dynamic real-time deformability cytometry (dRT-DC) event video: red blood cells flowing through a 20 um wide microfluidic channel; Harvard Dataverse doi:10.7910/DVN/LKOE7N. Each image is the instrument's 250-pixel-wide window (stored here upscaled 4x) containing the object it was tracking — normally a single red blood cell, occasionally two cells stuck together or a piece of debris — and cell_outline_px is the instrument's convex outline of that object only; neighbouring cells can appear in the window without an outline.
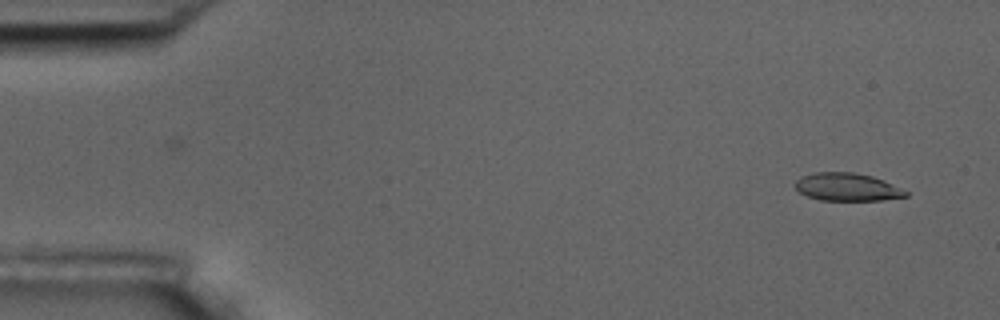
{"species": "common noctule bat (a hibernating species)", "species_latin": "Nyctalus noctula", "temperature_condition": "room temperature", "stored_images_in_passage": 4, "camera_frame_rate_fps": 3000, "um_per_image_px": 0.085, "animal": {"sex": "male", "body_mass_g": 17.5, "forearm_length_mm": 52.3}, "frame": {"image": 1, "passage_image": 1, "time_ms": 0.0, "image_size_px": [1000, 320], "cell_outline_px": [[908, 196], [880, 200], [820, 200], [808, 196], [800, 192], [796, 188], [796, 180], [800, 176], [816, 172], [856, 172], [872, 176], [884, 180], [908, 192]], "centroid_in_image_um": [72.0, 15.88], "position_along_channel_um": 13.0, "area_um2": 17.86}}
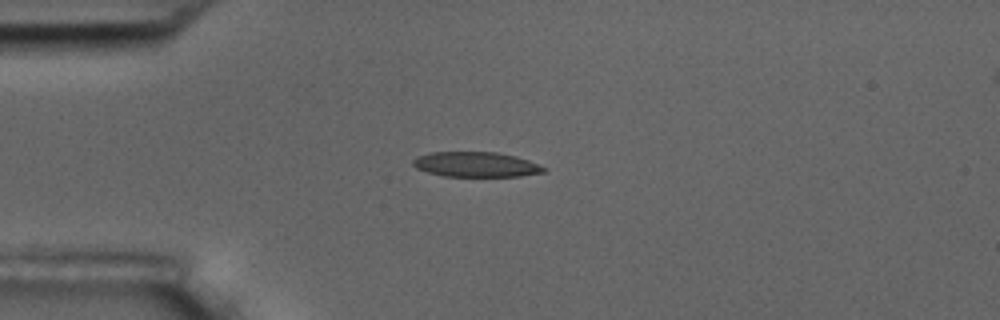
{"frame": {"image": 2, "passage_image": 4, "time_ms": 3.667, "image_size_px": [1000, 320], "cell_outline_px": [[548, 168], [544, 172], [520, 176], [444, 176], [428, 172], [416, 168], [412, 164], [412, 160], [416, 156], [432, 152], [496, 152], [516, 156], [528, 160]], "centroid_in_image_um": [40.45, 13.97], "position_along_channel_um": 44.6, "area_um2": 19.07}}